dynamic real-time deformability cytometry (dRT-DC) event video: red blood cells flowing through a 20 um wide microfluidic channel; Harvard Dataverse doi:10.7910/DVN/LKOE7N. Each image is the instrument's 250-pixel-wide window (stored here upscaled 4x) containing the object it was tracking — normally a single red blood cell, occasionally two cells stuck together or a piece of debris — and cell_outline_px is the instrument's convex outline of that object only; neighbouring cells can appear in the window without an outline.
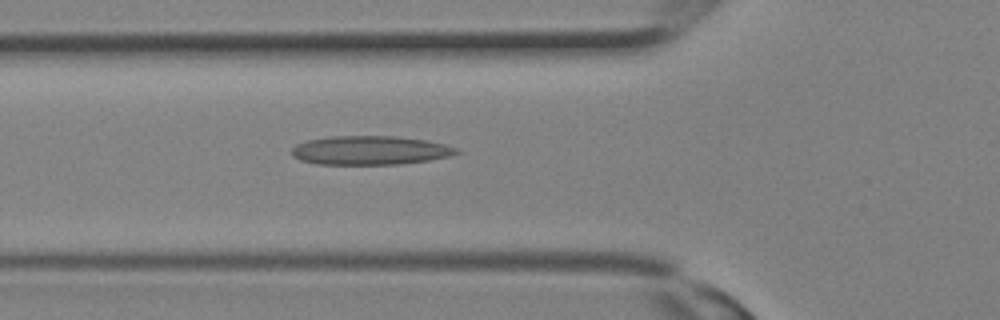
{"species": "Egyptian fruit bat (a non-hibernating species)", "species_latin": "Rousettus aegyptiacus", "temperature_condition": "room temperature", "stored_images_in_passage": 13, "camera_frame_rate_fps": 3000, "um_per_image_px": 0.085, "animal": {"sex": "female"}, "frame": {"image": 1, "passage_image": 11, "time_ms": 3.333, "image_size_px": [1000, 320], "cell_outline_px": [[460, 152], [452, 156], [428, 160], [400, 164], [316, 164], [300, 160], [292, 156], [292, 148], [296, 144], [308, 140], [332, 136], [396, 136], [428, 140], [460, 148]], "centroid_in_image_um": [31.49, 12.77], "position_along_channel_um": 94.3, "area_um2": 27.92}}
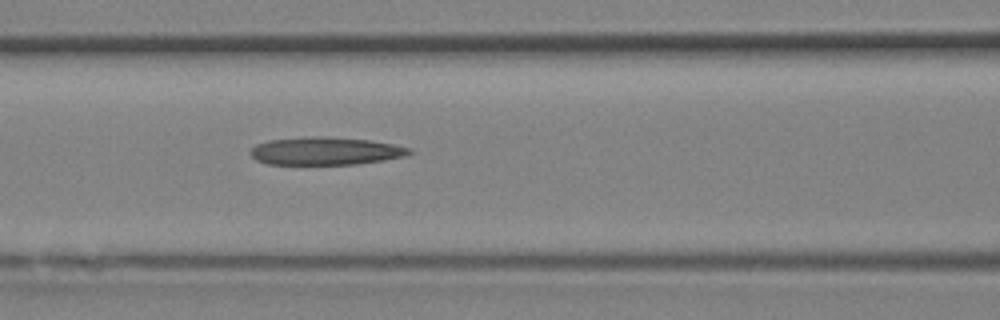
{"frame": {"image": 2, "passage_image": 13, "time_ms": 4.0, "image_size_px": [1000, 320], "cell_outline_px": [[416, 152], [408, 156], [384, 160], [356, 164], [268, 164], [256, 160], [248, 152], [256, 144], [268, 140], [304, 136], [328, 136], [372, 140], [412, 148]], "centroid_in_image_um": [27.71, 12.82], "position_along_channel_um": 138.9, "area_um2": 26.24}}